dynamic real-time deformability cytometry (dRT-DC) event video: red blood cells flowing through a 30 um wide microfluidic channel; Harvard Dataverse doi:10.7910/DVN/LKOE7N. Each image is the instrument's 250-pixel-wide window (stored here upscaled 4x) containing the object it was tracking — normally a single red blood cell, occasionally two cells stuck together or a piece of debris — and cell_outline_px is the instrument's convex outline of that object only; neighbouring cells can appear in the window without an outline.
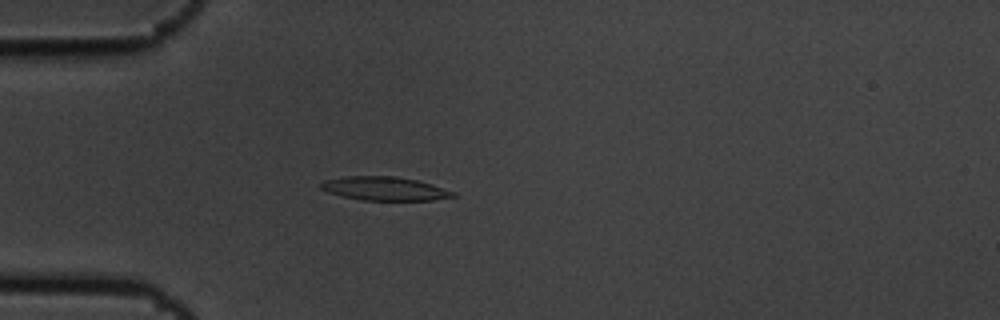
{"species": "common noctule bat (a hibernating species)", "species_latin": "Nyctalus noctula", "temperature_condition": "cold", "stored_images_in_passage": 4, "camera_frame_rate_fps": 3000, "um_per_image_px": 0.085, "animal": {"sex": "male", "body_mass_g": 19.5, "forearm_length_mm": 54.6}, "frame": {"image": 1, "passage_image": 4, "time_ms": 1.0, "image_size_px": [1000, 320], "cell_outline_px": [[456, 196], [432, 200], [360, 200], [340, 196], [328, 192], [320, 188], [320, 184], [324, 180], [344, 176], [396, 176], [416, 180], [432, 184], [456, 192]], "centroid_in_image_um": [32.67, 16.03], "position_along_channel_um": 52.3, "area_um2": 18.32}}